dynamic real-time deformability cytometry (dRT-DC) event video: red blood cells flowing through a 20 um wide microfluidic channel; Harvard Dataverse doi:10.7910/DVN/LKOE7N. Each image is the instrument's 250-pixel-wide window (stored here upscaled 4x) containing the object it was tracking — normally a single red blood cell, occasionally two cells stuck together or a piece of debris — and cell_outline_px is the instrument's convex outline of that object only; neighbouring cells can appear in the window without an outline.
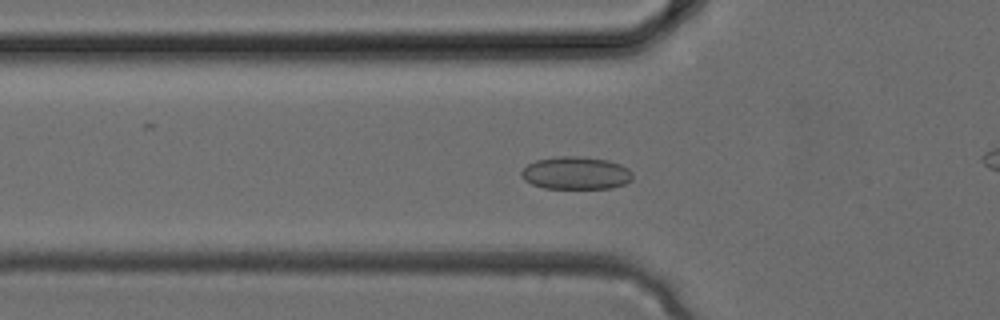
{"species": "common noctule bat (a hibernating species)", "species_latin": "Nyctalus noctula", "temperature_condition": "cold", "stored_images_in_passage": 31, "camera_frame_rate_fps": 3000, "um_per_image_px": 0.085, "animal": {"sex": "female", "body_mass_g": 24.6, "forearm_length_mm": 56.2}, "frame": {"image": 1, "passage_image": 11, "time_ms": 3.333, "image_size_px": [1000, 320], "cell_outline_px": [[632, 180], [624, 184], [612, 188], [544, 188], [532, 184], [524, 180], [520, 176], [520, 172], [528, 164], [536, 160], [560, 156], [580, 156], [608, 160], [620, 164], [628, 168], [632, 172]], "centroid_in_image_um": [48.95, 14.71], "position_along_channel_um": 76.9, "area_um2": 21.27}}
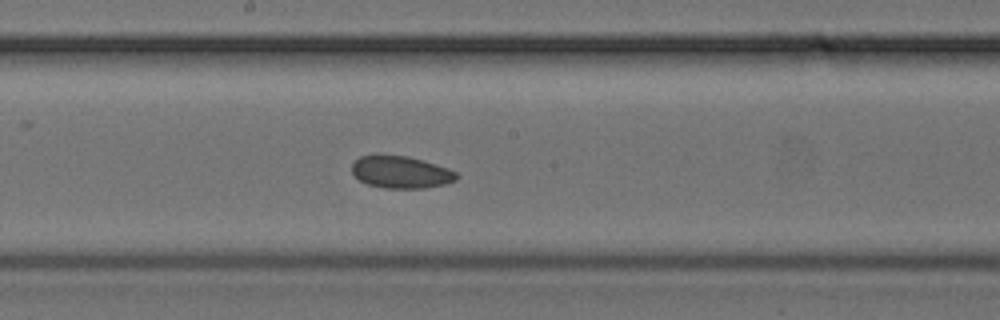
{"frame": {"image": 2, "passage_image": 18, "time_ms": 5.667, "image_size_px": [1000, 320], "cell_outline_px": [[460, 176], [456, 180], [444, 184], [424, 188], [384, 188], [368, 184], [360, 180], [352, 172], [352, 164], [360, 156], [372, 152], [380, 152], [408, 156], [424, 160], [448, 168], [456, 172]], "centroid_in_image_um": [34.05, 14.58], "position_along_channel_um": 214.2, "area_um2": 20.23}}
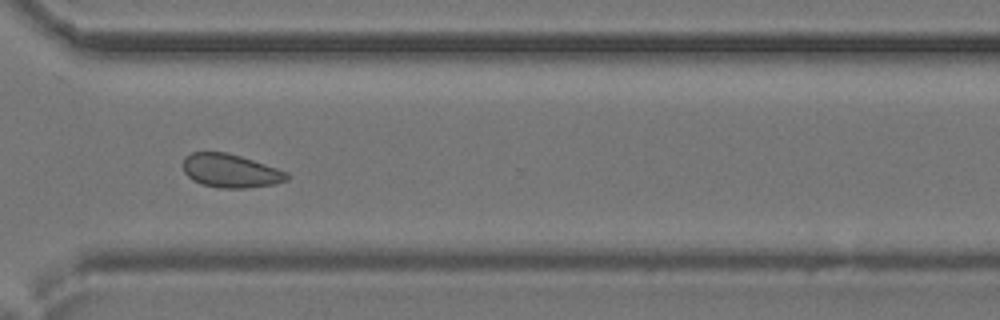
{"frame": {"image": 3, "passage_image": 25, "time_ms": 8.0, "image_size_px": [1000, 320], "cell_outline_px": [[288, 180], [276, 184], [244, 188], [220, 188], [204, 184], [192, 180], [184, 172], [184, 156], [192, 152], [228, 152], [288, 172]], "centroid_in_image_um": [19.59, 14.52], "position_along_channel_um": 351.0, "area_um2": 20.17}}